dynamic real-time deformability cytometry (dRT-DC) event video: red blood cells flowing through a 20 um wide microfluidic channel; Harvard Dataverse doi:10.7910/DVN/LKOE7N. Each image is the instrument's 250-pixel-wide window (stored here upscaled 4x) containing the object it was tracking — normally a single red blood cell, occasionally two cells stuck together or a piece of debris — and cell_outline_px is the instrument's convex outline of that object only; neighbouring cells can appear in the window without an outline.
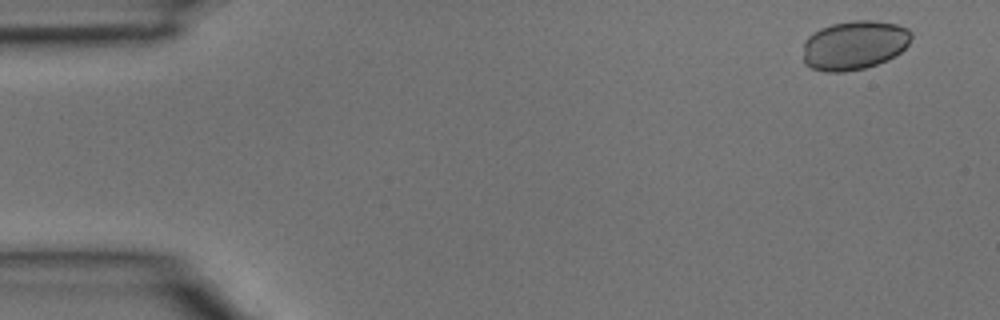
{"species": "common noctule bat (a hibernating species)", "species_latin": "Nyctalus noctula", "temperature_condition": "room temperature", "stored_images_in_passage": 4, "camera_frame_rate_fps": 3000, "um_per_image_px": 0.085, "animal": {"sex": "male", "body_mass_g": 15.6}, "frame": {"image": 1, "passage_image": 1, "time_ms": 0.0, "image_size_px": [1000, 320], "cell_outline_px": [[912, 36], [908, 44], [900, 52], [876, 64], [864, 68], [844, 72], [824, 72], [812, 68], [804, 64], [804, 40], [812, 32], [820, 28], [832, 24], [856, 20], [872, 20], [896, 24], [908, 28], [912, 32]], "centroid_in_image_um": [72.59, 3.83], "position_along_channel_um": 12.4, "area_um2": 30.98}}